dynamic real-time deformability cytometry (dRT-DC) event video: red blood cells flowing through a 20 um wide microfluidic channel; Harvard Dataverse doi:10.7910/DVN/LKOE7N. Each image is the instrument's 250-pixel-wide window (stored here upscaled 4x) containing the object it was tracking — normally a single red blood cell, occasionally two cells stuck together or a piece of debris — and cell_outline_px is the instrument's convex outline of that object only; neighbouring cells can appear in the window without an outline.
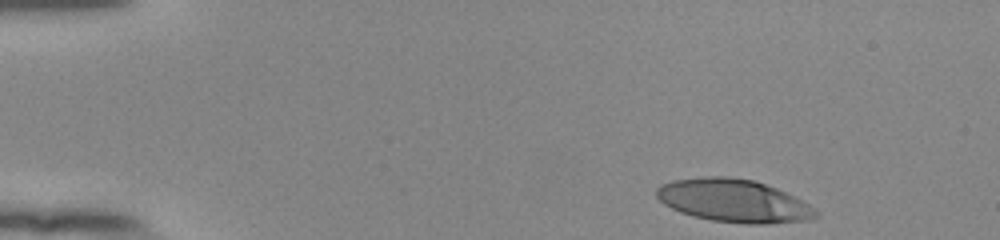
{"species": "human", "species_latin": "Homo sapiens", "temperature_condition": "room temperature", "stored_images_in_passage": 41, "camera_frame_rate_fps": 3000, "um_per_image_px": 0.085, "donor": {"sex": "female"}, "frame": {"image": 1, "passage_image": 1, "time_ms": 0.0, "image_size_px": [1000, 240], "cell_outline_px": [[820, 216], [812, 220], [768, 224], [748, 224], [712, 220], [692, 216], [680, 212], [664, 204], [656, 196], [656, 188], [660, 184], [672, 180], [708, 176], [728, 176], [752, 180], [776, 188], [808, 204], [820, 212]], "centroid_in_image_um": [62.37, 17.07], "position_along_channel_um": 22.6, "area_um2": 39.94}}
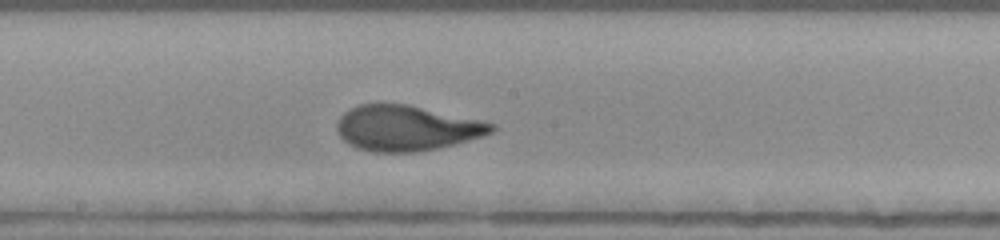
{"frame": {"image": 2, "passage_image": 24, "time_ms": 7.667, "image_size_px": [1000, 240], "cell_outline_px": [[496, 128], [492, 132], [456, 144], [416, 152], [372, 152], [356, 148], [348, 144], [340, 136], [336, 128], [336, 124], [340, 116], [344, 112], [360, 104], [408, 104], [480, 120], [496, 124]], "centroid_in_image_um": [34.53, 10.89], "position_along_channel_um": 213.7, "area_um2": 40.75}}
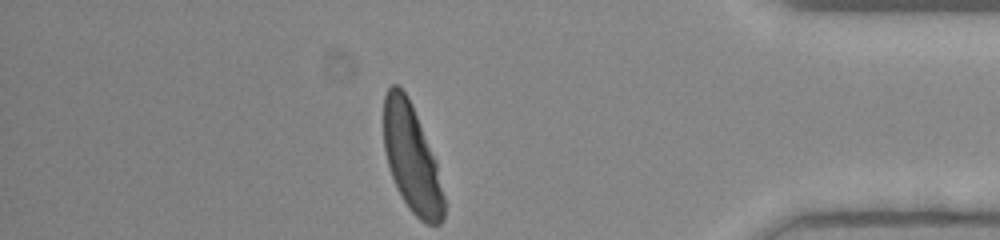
{"frame": {"image": 3, "passage_image": 41, "time_ms": 13.333, "image_size_px": [1000, 240], "cell_outline_px": [[444, 220], [440, 224], [428, 224], [420, 220], [408, 208], [396, 188], [388, 164], [384, 148], [384, 96], [388, 88], [392, 84], [396, 84], [408, 96], [412, 104], [436, 160], [444, 196]], "centroid_in_image_um": [35.0, 13.48], "position_along_channel_um": 400.2, "area_um2": 37.63}, "authors_computed_cell_mechanics": {"area_um2": 40.1132, "velocity_mm_per_s": 3.8294, "shape_relaxation_time_tau1_ms": 4.5528, "shape_relaxation_time_tau2_ms": null, "deformation_change_tau1": 0.239, "deformation_change_tau2": null}}